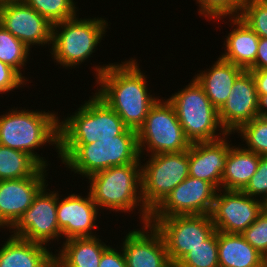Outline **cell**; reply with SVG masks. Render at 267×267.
Listing matches in <instances>:
<instances>
[{
  "mask_svg": "<svg viewBox=\"0 0 267 267\" xmlns=\"http://www.w3.org/2000/svg\"><path fill=\"white\" fill-rule=\"evenodd\" d=\"M116 63L98 64L92 68L97 82L95 93L121 117L128 128L137 131L159 98L148 89L149 77L139 68L136 57Z\"/></svg>",
  "mask_w": 267,
  "mask_h": 267,
  "instance_id": "1",
  "label": "cell"
},
{
  "mask_svg": "<svg viewBox=\"0 0 267 267\" xmlns=\"http://www.w3.org/2000/svg\"><path fill=\"white\" fill-rule=\"evenodd\" d=\"M55 111H38L26 108L9 109L0 115V145L25 152L34 157L43 167L49 162L35 150L54 146L59 152V115Z\"/></svg>",
  "mask_w": 267,
  "mask_h": 267,
  "instance_id": "2",
  "label": "cell"
},
{
  "mask_svg": "<svg viewBox=\"0 0 267 267\" xmlns=\"http://www.w3.org/2000/svg\"><path fill=\"white\" fill-rule=\"evenodd\" d=\"M57 154L64 167L86 179L110 167L142 161L137 131L131 128L113 139L96 140L91 144H59Z\"/></svg>",
  "mask_w": 267,
  "mask_h": 267,
  "instance_id": "3",
  "label": "cell"
},
{
  "mask_svg": "<svg viewBox=\"0 0 267 267\" xmlns=\"http://www.w3.org/2000/svg\"><path fill=\"white\" fill-rule=\"evenodd\" d=\"M141 163L110 167L87 178L89 193L99 210L129 213L137 208L141 224L149 222L151 212L142 199Z\"/></svg>",
  "mask_w": 267,
  "mask_h": 267,
  "instance_id": "4",
  "label": "cell"
},
{
  "mask_svg": "<svg viewBox=\"0 0 267 267\" xmlns=\"http://www.w3.org/2000/svg\"><path fill=\"white\" fill-rule=\"evenodd\" d=\"M69 115L59 119V144H91L113 139L128 128L96 93Z\"/></svg>",
  "mask_w": 267,
  "mask_h": 267,
  "instance_id": "5",
  "label": "cell"
},
{
  "mask_svg": "<svg viewBox=\"0 0 267 267\" xmlns=\"http://www.w3.org/2000/svg\"><path fill=\"white\" fill-rule=\"evenodd\" d=\"M108 21L102 17L79 18V14L69 20L53 25L51 58L60 67L73 68L93 57L98 44L105 37ZM83 62V63H82ZM77 65V66H76Z\"/></svg>",
  "mask_w": 267,
  "mask_h": 267,
  "instance_id": "6",
  "label": "cell"
},
{
  "mask_svg": "<svg viewBox=\"0 0 267 267\" xmlns=\"http://www.w3.org/2000/svg\"><path fill=\"white\" fill-rule=\"evenodd\" d=\"M168 101L173 105L183 132L191 143L214 141L227 134L219 121L218 110L194 77L183 89L172 94Z\"/></svg>",
  "mask_w": 267,
  "mask_h": 267,
  "instance_id": "7",
  "label": "cell"
},
{
  "mask_svg": "<svg viewBox=\"0 0 267 267\" xmlns=\"http://www.w3.org/2000/svg\"><path fill=\"white\" fill-rule=\"evenodd\" d=\"M137 138L140 158L143 155L186 151L191 145L173 105L163 98L149 109L144 124L137 130Z\"/></svg>",
  "mask_w": 267,
  "mask_h": 267,
  "instance_id": "8",
  "label": "cell"
},
{
  "mask_svg": "<svg viewBox=\"0 0 267 267\" xmlns=\"http://www.w3.org/2000/svg\"><path fill=\"white\" fill-rule=\"evenodd\" d=\"M146 157L148 161L141 164L142 199L152 212L189 176L188 150Z\"/></svg>",
  "mask_w": 267,
  "mask_h": 267,
  "instance_id": "9",
  "label": "cell"
},
{
  "mask_svg": "<svg viewBox=\"0 0 267 267\" xmlns=\"http://www.w3.org/2000/svg\"><path fill=\"white\" fill-rule=\"evenodd\" d=\"M148 223L163 237L173 266L216 231L210 215L150 218Z\"/></svg>",
  "mask_w": 267,
  "mask_h": 267,
  "instance_id": "10",
  "label": "cell"
},
{
  "mask_svg": "<svg viewBox=\"0 0 267 267\" xmlns=\"http://www.w3.org/2000/svg\"><path fill=\"white\" fill-rule=\"evenodd\" d=\"M47 186L48 183L34 197L32 205L9 229L11 235L46 246H49L51 241L53 243L57 239L58 242L62 238L57 220L58 191H51Z\"/></svg>",
  "mask_w": 267,
  "mask_h": 267,
  "instance_id": "11",
  "label": "cell"
},
{
  "mask_svg": "<svg viewBox=\"0 0 267 267\" xmlns=\"http://www.w3.org/2000/svg\"><path fill=\"white\" fill-rule=\"evenodd\" d=\"M266 204L238 190H217L210 213L217 231L242 234L258 217Z\"/></svg>",
  "mask_w": 267,
  "mask_h": 267,
  "instance_id": "12",
  "label": "cell"
},
{
  "mask_svg": "<svg viewBox=\"0 0 267 267\" xmlns=\"http://www.w3.org/2000/svg\"><path fill=\"white\" fill-rule=\"evenodd\" d=\"M0 25L30 50L51 46L53 25L22 0L0 1Z\"/></svg>",
  "mask_w": 267,
  "mask_h": 267,
  "instance_id": "13",
  "label": "cell"
},
{
  "mask_svg": "<svg viewBox=\"0 0 267 267\" xmlns=\"http://www.w3.org/2000/svg\"><path fill=\"white\" fill-rule=\"evenodd\" d=\"M216 193L211 183L188 176L151 212L150 218L210 215Z\"/></svg>",
  "mask_w": 267,
  "mask_h": 267,
  "instance_id": "14",
  "label": "cell"
},
{
  "mask_svg": "<svg viewBox=\"0 0 267 267\" xmlns=\"http://www.w3.org/2000/svg\"><path fill=\"white\" fill-rule=\"evenodd\" d=\"M59 193L58 191L57 220L62 239L99 236L94 231L97 228L99 230L96 223L100 210L89 191L85 197L73 193L61 198L63 194L60 196Z\"/></svg>",
  "mask_w": 267,
  "mask_h": 267,
  "instance_id": "15",
  "label": "cell"
},
{
  "mask_svg": "<svg viewBox=\"0 0 267 267\" xmlns=\"http://www.w3.org/2000/svg\"><path fill=\"white\" fill-rule=\"evenodd\" d=\"M47 171L42 167L34 176L0 181V228L10 229L32 205L48 181Z\"/></svg>",
  "mask_w": 267,
  "mask_h": 267,
  "instance_id": "16",
  "label": "cell"
},
{
  "mask_svg": "<svg viewBox=\"0 0 267 267\" xmlns=\"http://www.w3.org/2000/svg\"><path fill=\"white\" fill-rule=\"evenodd\" d=\"M258 116V95L252 73L244 70L235 80L218 117L227 134H234Z\"/></svg>",
  "mask_w": 267,
  "mask_h": 267,
  "instance_id": "17",
  "label": "cell"
},
{
  "mask_svg": "<svg viewBox=\"0 0 267 267\" xmlns=\"http://www.w3.org/2000/svg\"><path fill=\"white\" fill-rule=\"evenodd\" d=\"M124 240V241H123ZM119 246L127 267H174L161 234L149 223L128 231Z\"/></svg>",
  "mask_w": 267,
  "mask_h": 267,
  "instance_id": "18",
  "label": "cell"
},
{
  "mask_svg": "<svg viewBox=\"0 0 267 267\" xmlns=\"http://www.w3.org/2000/svg\"><path fill=\"white\" fill-rule=\"evenodd\" d=\"M231 135L226 134L214 141L191 143L188 149L189 176L207 181L217 190L221 189L227 155L232 146L229 141Z\"/></svg>",
  "mask_w": 267,
  "mask_h": 267,
  "instance_id": "19",
  "label": "cell"
},
{
  "mask_svg": "<svg viewBox=\"0 0 267 267\" xmlns=\"http://www.w3.org/2000/svg\"><path fill=\"white\" fill-rule=\"evenodd\" d=\"M228 18L230 27H233V29L227 36L225 35V53L223 52L220 57L244 70H248L255 63L260 37L238 16Z\"/></svg>",
  "mask_w": 267,
  "mask_h": 267,
  "instance_id": "20",
  "label": "cell"
},
{
  "mask_svg": "<svg viewBox=\"0 0 267 267\" xmlns=\"http://www.w3.org/2000/svg\"><path fill=\"white\" fill-rule=\"evenodd\" d=\"M209 68L198 71L200 73L193 77L202 86L212 105L219 110L227 101L235 80L244 69L223 60L220 55Z\"/></svg>",
  "mask_w": 267,
  "mask_h": 267,
  "instance_id": "21",
  "label": "cell"
},
{
  "mask_svg": "<svg viewBox=\"0 0 267 267\" xmlns=\"http://www.w3.org/2000/svg\"><path fill=\"white\" fill-rule=\"evenodd\" d=\"M9 236L0 247V267H42L53 254L50 252L51 247L18 236Z\"/></svg>",
  "mask_w": 267,
  "mask_h": 267,
  "instance_id": "22",
  "label": "cell"
},
{
  "mask_svg": "<svg viewBox=\"0 0 267 267\" xmlns=\"http://www.w3.org/2000/svg\"><path fill=\"white\" fill-rule=\"evenodd\" d=\"M264 258L242 234L218 231L219 267H263Z\"/></svg>",
  "mask_w": 267,
  "mask_h": 267,
  "instance_id": "23",
  "label": "cell"
},
{
  "mask_svg": "<svg viewBox=\"0 0 267 267\" xmlns=\"http://www.w3.org/2000/svg\"><path fill=\"white\" fill-rule=\"evenodd\" d=\"M240 146L229 149L221 189L242 191L256 173L260 156Z\"/></svg>",
  "mask_w": 267,
  "mask_h": 267,
  "instance_id": "24",
  "label": "cell"
},
{
  "mask_svg": "<svg viewBox=\"0 0 267 267\" xmlns=\"http://www.w3.org/2000/svg\"><path fill=\"white\" fill-rule=\"evenodd\" d=\"M98 236L65 240L58 257L68 267H99L103 251L108 247Z\"/></svg>",
  "mask_w": 267,
  "mask_h": 267,
  "instance_id": "25",
  "label": "cell"
},
{
  "mask_svg": "<svg viewBox=\"0 0 267 267\" xmlns=\"http://www.w3.org/2000/svg\"><path fill=\"white\" fill-rule=\"evenodd\" d=\"M42 167L31 155L0 145V181L34 176Z\"/></svg>",
  "mask_w": 267,
  "mask_h": 267,
  "instance_id": "26",
  "label": "cell"
},
{
  "mask_svg": "<svg viewBox=\"0 0 267 267\" xmlns=\"http://www.w3.org/2000/svg\"><path fill=\"white\" fill-rule=\"evenodd\" d=\"M30 49L0 25V61L14 68L29 84L22 73L28 62ZM23 68V69H22Z\"/></svg>",
  "mask_w": 267,
  "mask_h": 267,
  "instance_id": "27",
  "label": "cell"
},
{
  "mask_svg": "<svg viewBox=\"0 0 267 267\" xmlns=\"http://www.w3.org/2000/svg\"><path fill=\"white\" fill-rule=\"evenodd\" d=\"M48 20L52 25L78 15L74 0H22ZM78 11V12H77Z\"/></svg>",
  "mask_w": 267,
  "mask_h": 267,
  "instance_id": "28",
  "label": "cell"
},
{
  "mask_svg": "<svg viewBox=\"0 0 267 267\" xmlns=\"http://www.w3.org/2000/svg\"><path fill=\"white\" fill-rule=\"evenodd\" d=\"M174 267H219L218 231L191 249Z\"/></svg>",
  "mask_w": 267,
  "mask_h": 267,
  "instance_id": "29",
  "label": "cell"
},
{
  "mask_svg": "<svg viewBox=\"0 0 267 267\" xmlns=\"http://www.w3.org/2000/svg\"><path fill=\"white\" fill-rule=\"evenodd\" d=\"M246 150L252 151L259 156H267V118L257 116L244 124L237 132Z\"/></svg>",
  "mask_w": 267,
  "mask_h": 267,
  "instance_id": "30",
  "label": "cell"
},
{
  "mask_svg": "<svg viewBox=\"0 0 267 267\" xmlns=\"http://www.w3.org/2000/svg\"><path fill=\"white\" fill-rule=\"evenodd\" d=\"M238 17L260 38H267V0H244Z\"/></svg>",
  "mask_w": 267,
  "mask_h": 267,
  "instance_id": "31",
  "label": "cell"
},
{
  "mask_svg": "<svg viewBox=\"0 0 267 267\" xmlns=\"http://www.w3.org/2000/svg\"><path fill=\"white\" fill-rule=\"evenodd\" d=\"M244 0H196L198 15L218 22L226 17L238 16Z\"/></svg>",
  "mask_w": 267,
  "mask_h": 267,
  "instance_id": "32",
  "label": "cell"
},
{
  "mask_svg": "<svg viewBox=\"0 0 267 267\" xmlns=\"http://www.w3.org/2000/svg\"><path fill=\"white\" fill-rule=\"evenodd\" d=\"M245 240L264 257H267V207L242 233Z\"/></svg>",
  "mask_w": 267,
  "mask_h": 267,
  "instance_id": "33",
  "label": "cell"
},
{
  "mask_svg": "<svg viewBox=\"0 0 267 267\" xmlns=\"http://www.w3.org/2000/svg\"><path fill=\"white\" fill-rule=\"evenodd\" d=\"M242 191L267 204V156H260L256 173Z\"/></svg>",
  "mask_w": 267,
  "mask_h": 267,
  "instance_id": "34",
  "label": "cell"
},
{
  "mask_svg": "<svg viewBox=\"0 0 267 267\" xmlns=\"http://www.w3.org/2000/svg\"><path fill=\"white\" fill-rule=\"evenodd\" d=\"M27 81L11 66L0 61V94L22 88Z\"/></svg>",
  "mask_w": 267,
  "mask_h": 267,
  "instance_id": "35",
  "label": "cell"
},
{
  "mask_svg": "<svg viewBox=\"0 0 267 267\" xmlns=\"http://www.w3.org/2000/svg\"><path fill=\"white\" fill-rule=\"evenodd\" d=\"M99 267H127L122 248L115 249L109 245L102 253Z\"/></svg>",
  "mask_w": 267,
  "mask_h": 267,
  "instance_id": "36",
  "label": "cell"
},
{
  "mask_svg": "<svg viewBox=\"0 0 267 267\" xmlns=\"http://www.w3.org/2000/svg\"><path fill=\"white\" fill-rule=\"evenodd\" d=\"M254 78L257 95H267V69H248Z\"/></svg>",
  "mask_w": 267,
  "mask_h": 267,
  "instance_id": "37",
  "label": "cell"
},
{
  "mask_svg": "<svg viewBox=\"0 0 267 267\" xmlns=\"http://www.w3.org/2000/svg\"><path fill=\"white\" fill-rule=\"evenodd\" d=\"M249 69H267V38H260L255 63Z\"/></svg>",
  "mask_w": 267,
  "mask_h": 267,
  "instance_id": "38",
  "label": "cell"
},
{
  "mask_svg": "<svg viewBox=\"0 0 267 267\" xmlns=\"http://www.w3.org/2000/svg\"><path fill=\"white\" fill-rule=\"evenodd\" d=\"M42 267H68L56 254H52L42 265Z\"/></svg>",
  "mask_w": 267,
  "mask_h": 267,
  "instance_id": "39",
  "label": "cell"
},
{
  "mask_svg": "<svg viewBox=\"0 0 267 267\" xmlns=\"http://www.w3.org/2000/svg\"><path fill=\"white\" fill-rule=\"evenodd\" d=\"M258 116L267 118V95H258Z\"/></svg>",
  "mask_w": 267,
  "mask_h": 267,
  "instance_id": "40",
  "label": "cell"
},
{
  "mask_svg": "<svg viewBox=\"0 0 267 267\" xmlns=\"http://www.w3.org/2000/svg\"><path fill=\"white\" fill-rule=\"evenodd\" d=\"M263 267H267V257L264 258Z\"/></svg>",
  "mask_w": 267,
  "mask_h": 267,
  "instance_id": "41",
  "label": "cell"
}]
</instances>
